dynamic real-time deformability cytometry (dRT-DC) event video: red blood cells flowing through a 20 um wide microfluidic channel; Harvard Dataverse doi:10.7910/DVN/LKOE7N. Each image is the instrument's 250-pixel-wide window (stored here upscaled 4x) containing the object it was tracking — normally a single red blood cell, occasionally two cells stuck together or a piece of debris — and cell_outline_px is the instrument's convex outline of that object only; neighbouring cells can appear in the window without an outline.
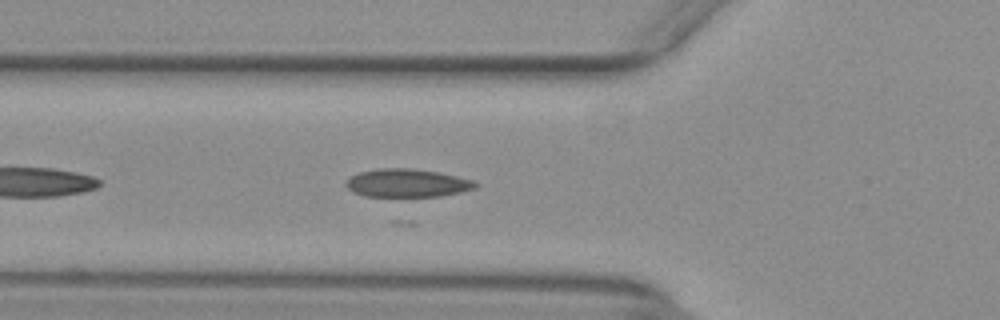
{"species": "common noctule bat (a hibernating species)", "species_latin": "Nyctalus noctula", "temperature_condition": "warm", "stored_images_in_passage": 44, "camera_frame_rate_fps": 3000, "um_per_image_px": 0.085, "animal": {"sex": "female", "body_mass_g": 29.2, "forearm_length_mm": 56.3}, "frame": {"image": 1, "passage_image": 12, "time_ms": 3.667, "image_size_px": [1000, 320], "cell_outline_px": [[480, 184], [476, 188], [460, 192], [440, 196], [364, 196], [352, 192], [344, 184], [352, 176], [360, 172], [380, 168], [412, 168], [436, 172], [456, 176], [472, 180]], "centroid_in_image_um": [34.61, 15.56], "position_along_channel_um": 91.2, "area_um2": 21.1}}
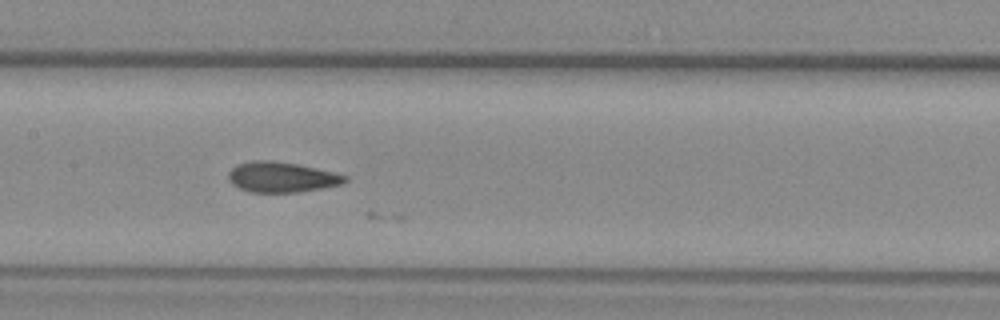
{"frame": {"image": 2, "passage_image": 19, "time_ms": 6.0, "image_size_px": [1000, 320], "cell_outline_px": [[348, 180], [344, 184], [324, 188], [300, 192], [248, 192], [232, 184], [228, 180], [228, 172], [236, 164], [252, 160], [272, 160], [296, 164], [316, 168], [348, 176]], "centroid_in_image_um": [23.93, 15.06], "position_along_channel_um": 183.5, "area_um2": 20.81}}
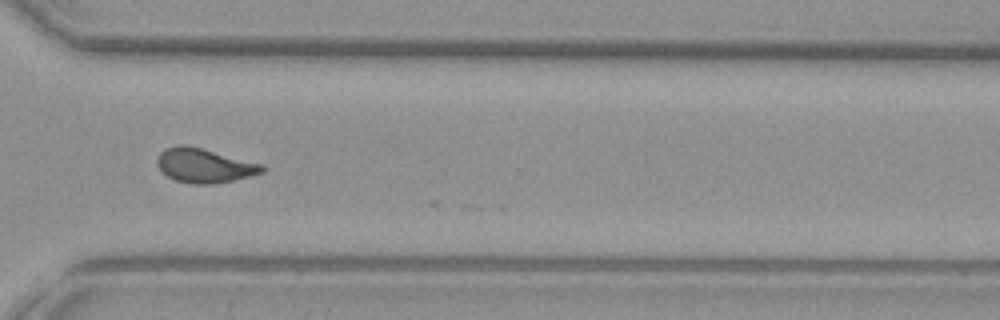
{"frame": {"image": 3, "passage_image": 32, "time_ms": 10.333, "image_size_px": [1000, 320], "cell_outline_px": [[264, 172], [232, 180], [212, 184], [192, 184], [176, 180], [160, 172], [156, 164], [156, 160], [160, 152], [164, 148], [180, 144], [184, 144], [264, 164]], "centroid_in_image_um": [17.32, 14.06], "position_along_channel_um": 353.3, "area_um2": 20.92}}